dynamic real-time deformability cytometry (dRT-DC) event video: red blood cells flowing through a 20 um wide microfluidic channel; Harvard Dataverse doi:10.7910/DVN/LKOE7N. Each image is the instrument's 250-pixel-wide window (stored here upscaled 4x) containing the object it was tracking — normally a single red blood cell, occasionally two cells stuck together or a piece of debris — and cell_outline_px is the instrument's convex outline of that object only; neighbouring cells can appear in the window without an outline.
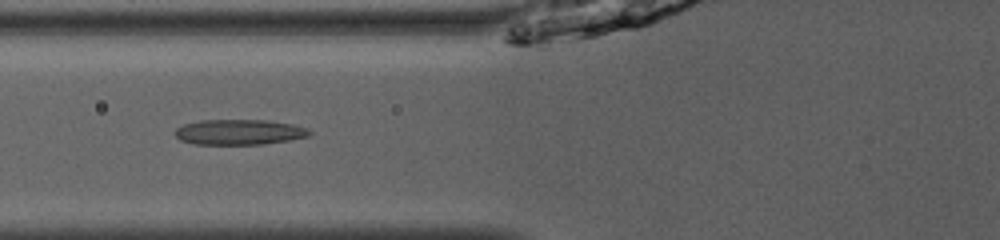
{"species": "common noctule bat (a hibernating species)", "species_latin": "Nyctalus noctula", "temperature_condition": "room temperature", "stored_images_in_passage": 51, "camera_frame_rate_fps": 3000, "um_per_image_px": 0.085, "animal": {"sex": "male", "body_mass_g": 13.0, "forearm_length_mm": 53.1}, "frame": {"image": 1, "passage_image": 22, "time_ms": 7.0, "image_size_px": [1000, 240], "cell_outline_px": [[312, 132], [308, 136], [288, 140], [264, 144], [196, 144], [180, 140], [176, 136], [176, 128], [184, 124], [200, 120], [268, 120], [292, 124], [308, 128]], "centroid_in_image_um": [20.35, 11.22], "position_along_channel_um": 105.5, "area_um2": 19.77}}
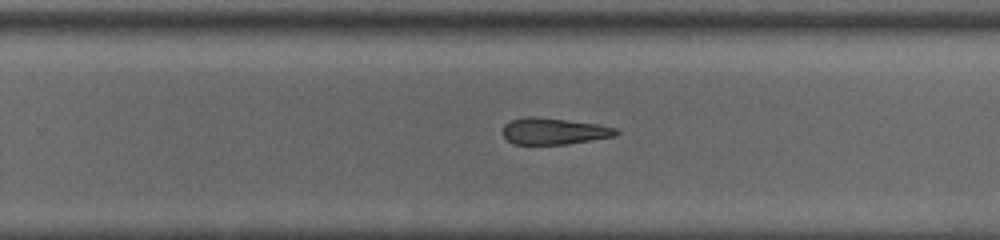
{"frame": {"image": 2, "passage_image": 35, "time_ms": 11.333, "image_size_px": [1000, 240], "cell_outline_px": [[620, 132], [616, 136], [564, 144], [512, 144], [504, 136], [504, 124], [512, 120], [524, 116], [532, 116], [596, 124], [616, 128]], "centroid_in_image_um": [47.07, 11.15], "position_along_channel_um": 282.7, "area_um2": 17.22}}
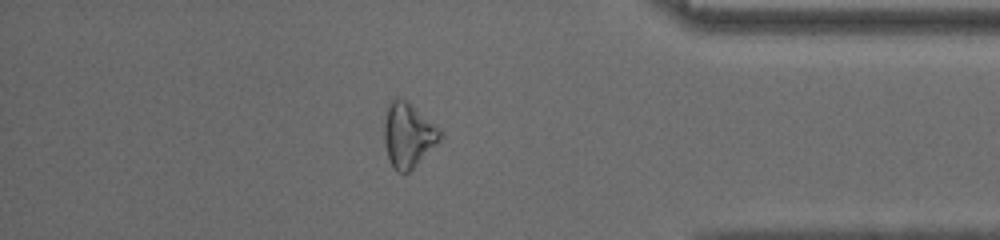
{"frame": {"image": 3, "passage_image": 45, "time_ms": 14.667, "image_size_px": [1000, 240], "cell_outline_px": [[440, 140], [408, 172], [396, 172], [392, 168], [388, 160], [384, 144], [384, 120], [388, 104], [396, 96], [404, 100], [440, 128]], "centroid_in_image_um": [34.64, 11.5], "position_along_channel_um": 400.6, "area_um2": 20.69}}